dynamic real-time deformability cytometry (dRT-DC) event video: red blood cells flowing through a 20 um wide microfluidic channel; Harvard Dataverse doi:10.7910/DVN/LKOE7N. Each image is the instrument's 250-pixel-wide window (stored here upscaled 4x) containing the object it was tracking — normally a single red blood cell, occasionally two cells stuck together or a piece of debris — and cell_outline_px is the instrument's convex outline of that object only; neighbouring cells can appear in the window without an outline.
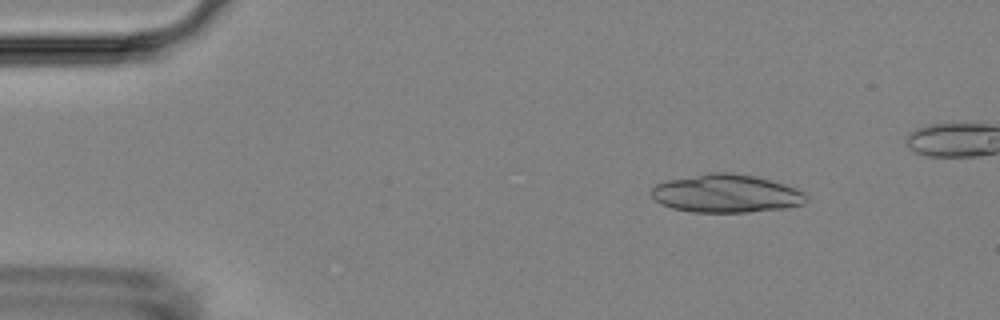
{"species": "Egyptian fruit bat (a non-hibernating species)", "species_latin": "Rousettus aegyptiacus", "temperature_condition": "room temperature", "stored_images_in_passage": 20, "camera_frame_rate_fps": 3000, "um_per_image_px": 0.085, "animal": {"sex": "female"}, "frame": {"image": 1, "passage_image": 6, "time_ms": 1.667, "image_size_px": [1000, 320], "cell_outline_px": [[808, 196], [804, 204], [784, 208], [748, 212], [692, 212], [672, 208], [660, 204], [652, 196], [652, 188], [656, 184], [668, 180], [708, 172], [728, 172], [752, 176], [784, 184], [796, 188], [804, 192]], "centroid_in_image_um": [61.72, 16.45], "position_along_channel_um": 23.3, "area_um2": 34.33}}